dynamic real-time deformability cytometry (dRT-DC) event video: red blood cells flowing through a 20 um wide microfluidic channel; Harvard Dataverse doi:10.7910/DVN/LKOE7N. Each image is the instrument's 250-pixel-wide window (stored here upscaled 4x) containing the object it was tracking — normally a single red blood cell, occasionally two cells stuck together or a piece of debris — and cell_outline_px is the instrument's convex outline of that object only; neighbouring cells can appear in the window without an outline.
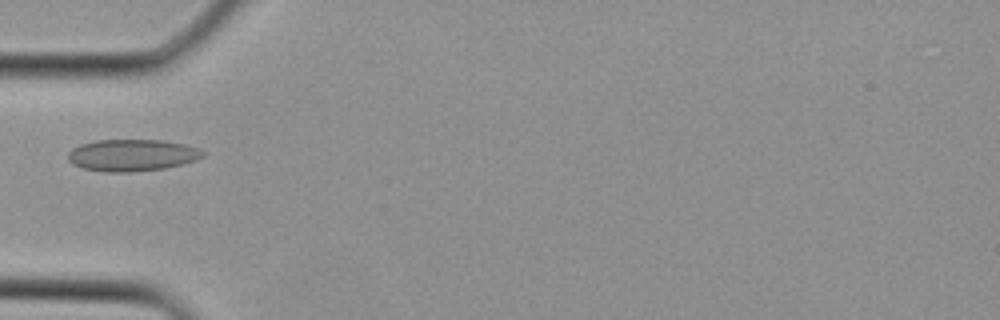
{"species": "Egyptian fruit bat (a non-hibernating species)", "species_latin": "Rousettus aegyptiacus", "temperature_condition": "cold", "stored_images_in_passage": 2, "camera_frame_rate_fps": 3000, "um_per_image_px": 0.085, "animal": {"sex": "female"}, "frame": {"image": 1, "passage_image": 2, "time_ms": 0.333, "image_size_px": [1000, 320], "cell_outline_px": [[204, 156], [196, 160], [164, 168], [128, 172], [108, 172], [84, 168], [72, 164], [68, 160], [68, 152], [72, 148], [80, 144], [96, 140], [160, 140], [184, 144], [196, 148], [204, 152]], "centroid_in_image_um": [11.19, 13.18], "position_along_channel_um": 73.8, "area_um2": 24.8}}